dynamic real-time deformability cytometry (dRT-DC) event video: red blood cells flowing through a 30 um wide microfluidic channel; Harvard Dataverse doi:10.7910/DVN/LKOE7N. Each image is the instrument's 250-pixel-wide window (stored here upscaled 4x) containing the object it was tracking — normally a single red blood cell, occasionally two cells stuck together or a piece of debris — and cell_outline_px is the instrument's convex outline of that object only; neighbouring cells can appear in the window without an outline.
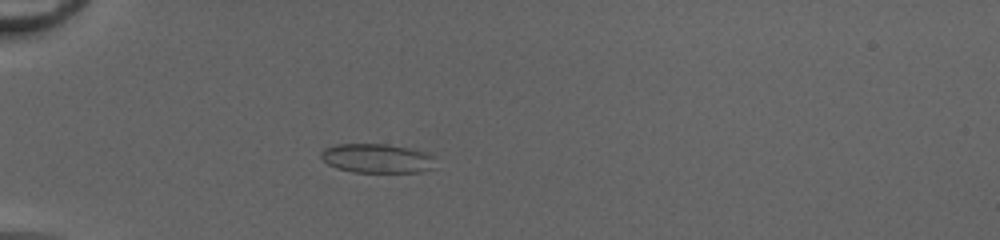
{"species": "common noctule bat (a hibernating species)", "species_latin": "Nyctalus noctula", "temperature_condition": "cold", "stored_images_in_passage": 50, "camera_frame_rate_fps": 3000, "um_per_image_px": 0.085, "animal": {"sex": "female", "body_mass_g": 20.0, "forearm_length_mm": 54.0}, "frame": {"image": 1, "passage_image": 16, "time_ms": 5.0, "image_size_px": [1000, 240], "cell_outline_px": [[436, 168], [424, 172], [352, 172], [336, 168], [328, 164], [320, 156], [320, 152], [324, 148], [336, 144], [388, 144], [408, 148], [424, 152], [436, 156]], "centroid_in_image_um": [32.1, 13.47], "position_along_channel_um": 52.9, "area_um2": 19.83}}
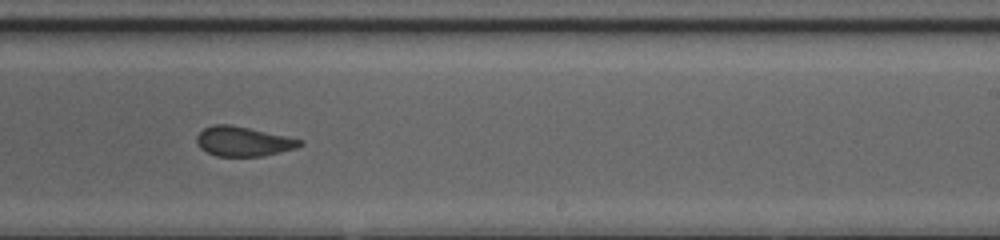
{"frame": {"image": 2, "passage_image": 33, "time_ms": 10.667, "image_size_px": [1000, 240], "cell_outline_px": [[304, 144], [296, 148], [264, 156], [216, 156], [200, 148], [196, 140], [196, 136], [204, 128], [212, 124], [228, 124], [288, 136], [304, 140]], "centroid_in_image_um": [20.7, 12.02], "position_along_channel_um": 268.3, "area_um2": 17.86}}
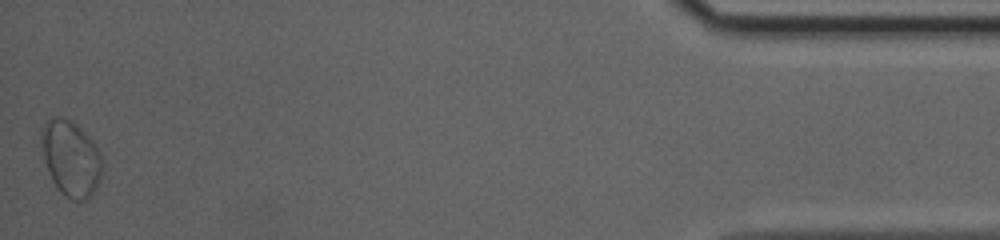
{"frame": {"image": 3, "passage_image": 50, "time_ms": 16.333, "image_size_px": [1000, 240], "cell_outline_px": [[100, 180], [96, 188], [84, 200], [72, 200], [64, 196], [60, 192], [52, 180], [44, 160], [40, 140], [40, 128], [44, 120], [52, 116], [68, 116], [92, 140], [100, 152]], "centroid_in_image_um": [5.96, 13.39], "position_along_channel_um": 429.2, "area_um2": 26.99}, "authors_computed_cell_mechanics": {"area_um2": 19.7965, "velocity_mm_per_s": 4.2008, "shape_relaxation_time_tau1_ms": null, "shape_relaxation_time_tau2_ms": 1.1829, "deformation_change_tau1": null, "deformation_change_tau2": 0.067}}